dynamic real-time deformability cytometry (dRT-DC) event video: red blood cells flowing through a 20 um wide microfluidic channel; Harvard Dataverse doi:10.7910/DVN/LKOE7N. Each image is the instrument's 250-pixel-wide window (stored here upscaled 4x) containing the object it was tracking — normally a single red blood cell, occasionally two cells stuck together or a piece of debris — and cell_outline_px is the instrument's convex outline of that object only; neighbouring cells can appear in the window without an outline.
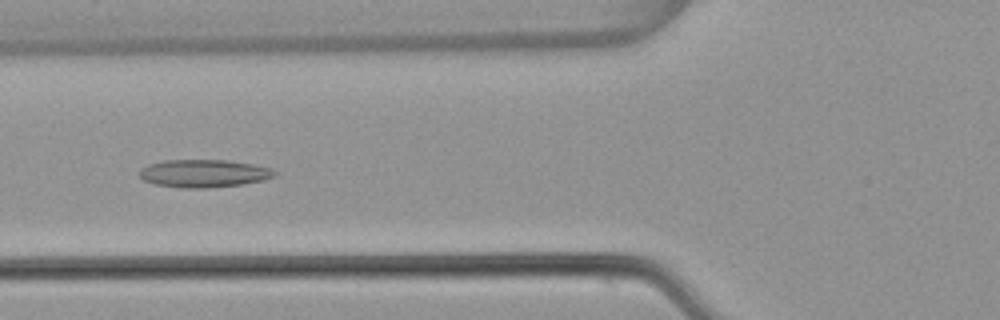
{"species": "common noctule bat (a hibernating species)", "species_latin": "Nyctalus noctula", "temperature_condition": "warm", "stored_images_in_passage": 53, "camera_frame_rate_fps": 3000, "um_per_image_px": 0.085, "animal": {"sex": "female", "body_mass_g": 22.7, "forearm_length_mm": 54.2}, "frame": {"image": 1, "passage_image": 20, "time_ms": 6.333, "image_size_px": [1000, 320], "cell_outline_px": [[276, 176], [264, 180], [244, 184], [208, 188], [180, 188], [156, 184], [144, 180], [140, 176], [140, 168], [148, 164], [164, 160], [228, 160], [252, 164], [272, 168], [276, 172]], "centroid_in_image_um": [17.34, 14.74], "position_along_channel_um": 108.5, "area_um2": 22.02}}
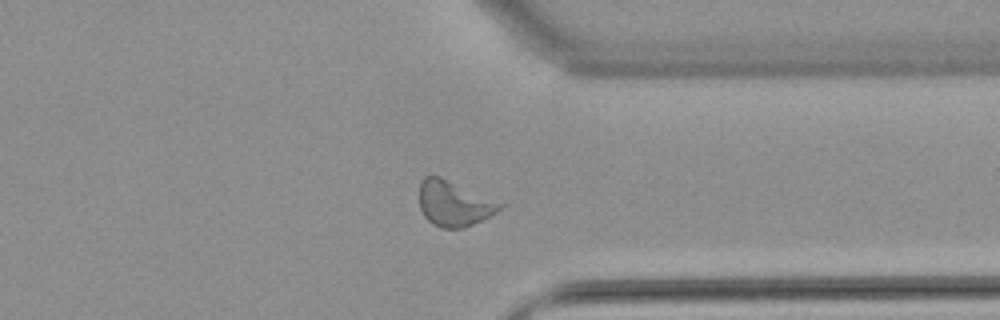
{"frame": {"image": 2, "passage_image": 41, "time_ms": 13.333, "image_size_px": [1000, 320], "cell_outline_px": [[504, 208], [464, 228], [440, 228], [432, 224], [424, 216], [420, 208], [420, 180], [424, 176], [440, 176], [504, 204]], "centroid_in_image_um": [38.56, 17.3], "position_along_channel_um": 372.8, "area_um2": 21.1}}
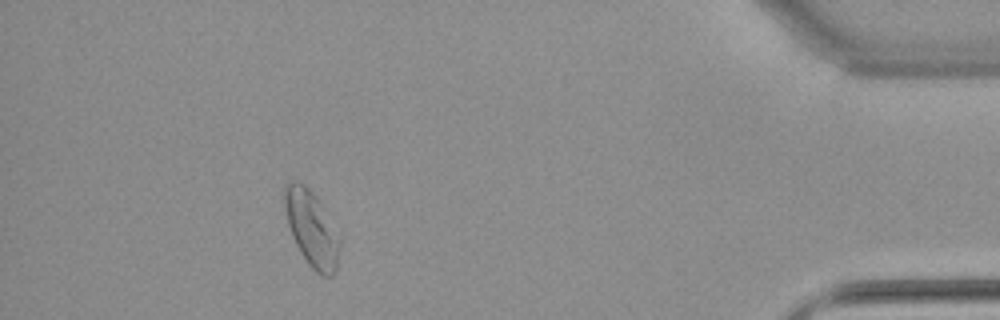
{"frame": {"image": 3, "passage_image": 48, "time_ms": 15.667, "image_size_px": [1000, 320], "cell_outline_px": [[340, 244], [336, 268], [332, 276], [320, 276], [308, 264], [300, 252], [292, 236], [288, 224], [284, 208], [284, 184], [292, 180], [296, 180], [304, 184], [316, 196], [340, 236]], "centroid_in_image_um": [26.47, 19.42], "position_along_channel_um": 408.7, "area_um2": 24.33}, "authors_computed_cell_mechanics": {"area_um2": 22.0796, "velocity_mm_per_s": 3.8099, "shape_relaxation_time_tau1_ms": null, "shape_relaxation_time_tau2_ms": 2.9429, "deformation_change_tau1": null, "deformation_change_tau2": 0.1076}}